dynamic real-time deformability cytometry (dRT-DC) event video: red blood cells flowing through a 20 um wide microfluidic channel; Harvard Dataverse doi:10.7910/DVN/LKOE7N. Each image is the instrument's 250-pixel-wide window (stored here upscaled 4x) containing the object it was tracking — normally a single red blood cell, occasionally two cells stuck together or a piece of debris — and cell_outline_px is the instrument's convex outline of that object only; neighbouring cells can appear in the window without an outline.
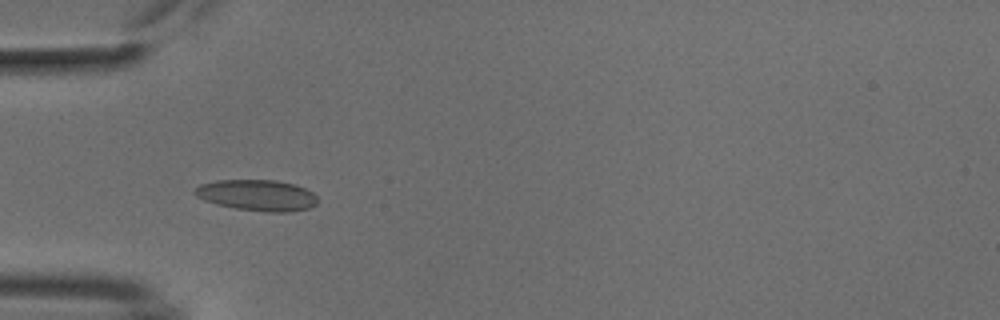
{"species": "common noctule bat (a hibernating species)", "species_latin": "Nyctalus noctula", "temperature_condition": "cold", "stored_images_in_passage": 37, "camera_frame_rate_fps": 3000, "um_per_image_px": 0.085, "animal": {"sex": "male", "body_mass_g": 18.8}, "frame": {"image": 1, "passage_image": 1, "time_ms": 0.0, "image_size_px": [1000, 320], "cell_outline_px": [[320, 200], [316, 204], [308, 208], [288, 212], [264, 212], [236, 208], [216, 204], [204, 200], [196, 196], [192, 192], [200, 184], [216, 180], [276, 180], [296, 184], [312, 192]], "centroid_in_image_um": [21.86, 16.59], "position_along_channel_um": 63.1, "area_um2": 22.37}}
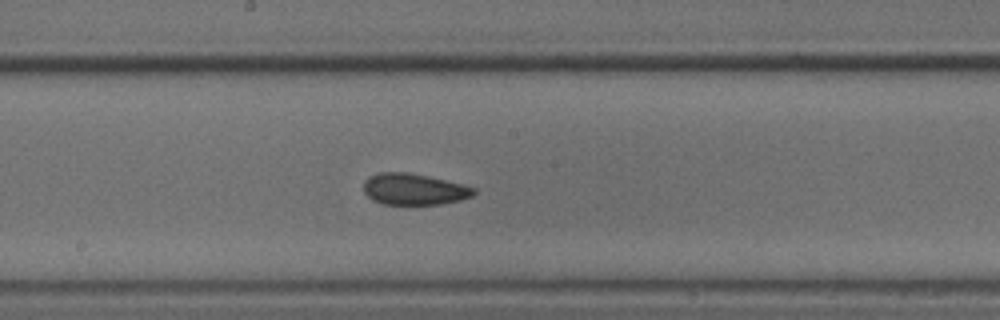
{"frame": {"image": 2, "passage_image": 13, "time_ms": 4.0, "image_size_px": [1000, 320], "cell_outline_px": [[476, 192], [472, 196], [460, 200], [440, 204], [380, 204], [372, 200], [364, 192], [364, 180], [368, 176], [380, 172], [408, 172], [428, 176], [464, 184], [476, 188]], "centroid_in_image_um": [35.18, 16.08], "position_along_channel_um": 213.0, "area_um2": 20.29}}
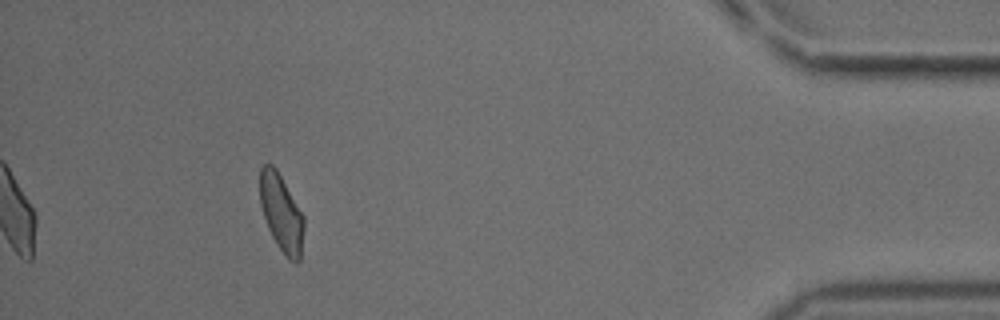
{"frame": {"image": 3, "passage_image": 33, "time_ms": 10.667, "image_size_px": [1000, 320], "cell_outline_px": [[304, 228], [300, 260], [296, 264], [288, 260], [276, 244], [268, 228], [260, 204], [260, 168], [264, 164], [272, 164], [276, 168], [304, 216]], "centroid_in_image_um": [23.92, 18.13], "position_along_channel_um": 411.3, "area_um2": 19.83}, "authors_computed_cell_mechanics": {"area_um2": 20.3456, "velocity_mm_per_s": 3.7918, "shape_relaxation_time_tau1_ms": 7.7113, "shape_relaxation_time_tau2_ms": 1.2444, "deformation_change_tau1": 0.1098, "deformation_change_tau2": 0.0692}}